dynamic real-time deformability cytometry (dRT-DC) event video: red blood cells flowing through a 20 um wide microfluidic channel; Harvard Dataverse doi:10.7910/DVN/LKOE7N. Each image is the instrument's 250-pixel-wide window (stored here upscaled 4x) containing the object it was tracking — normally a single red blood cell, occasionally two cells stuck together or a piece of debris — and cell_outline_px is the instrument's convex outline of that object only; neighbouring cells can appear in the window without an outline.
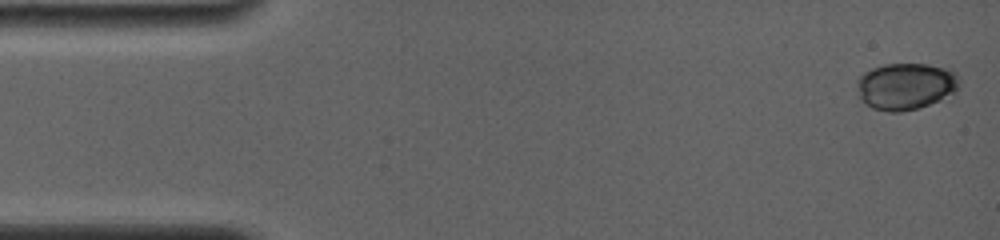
{"species": "common noctule bat (a hibernating species)", "species_latin": "Nyctalus noctula", "temperature_condition": "room temperature", "stored_images_in_passage": 15, "camera_frame_rate_fps": 4000, "um_per_image_px": 0.085, "animal": {"sex": "female", "body_mass_g": 19.0, "forearm_length_mm": 56.7}, "frame": {"image": 1, "passage_image": 1, "time_ms": 0.0, "image_size_px": [1000, 240], "cell_outline_px": [[960, 84], [956, 92], [940, 100], [916, 108], [900, 112], [888, 112], [872, 108], [860, 100], [856, 80], [864, 72], [872, 68], [884, 64], [928, 64], [944, 68], [956, 72], [960, 76]], "centroid_in_image_um": [76.99, 7.32], "position_along_channel_um": 8.0, "area_um2": 28.09}}
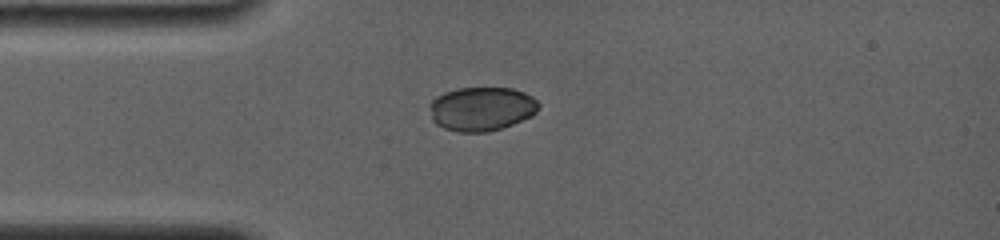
{"frame": {"image": 2, "passage_image": 12, "time_ms": 3.75, "image_size_px": [1000, 240], "cell_outline_px": [[540, 104], [536, 112], [532, 116], [512, 124], [488, 132], [460, 132], [444, 128], [436, 124], [432, 120], [428, 104], [436, 96], [444, 92], [456, 88], [512, 88], [524, 92], [532, 96]], "centroid_in_image_um": [40.91, 9.24], "position_along_channel_um": 44.1, "area_um2": 28.09}}